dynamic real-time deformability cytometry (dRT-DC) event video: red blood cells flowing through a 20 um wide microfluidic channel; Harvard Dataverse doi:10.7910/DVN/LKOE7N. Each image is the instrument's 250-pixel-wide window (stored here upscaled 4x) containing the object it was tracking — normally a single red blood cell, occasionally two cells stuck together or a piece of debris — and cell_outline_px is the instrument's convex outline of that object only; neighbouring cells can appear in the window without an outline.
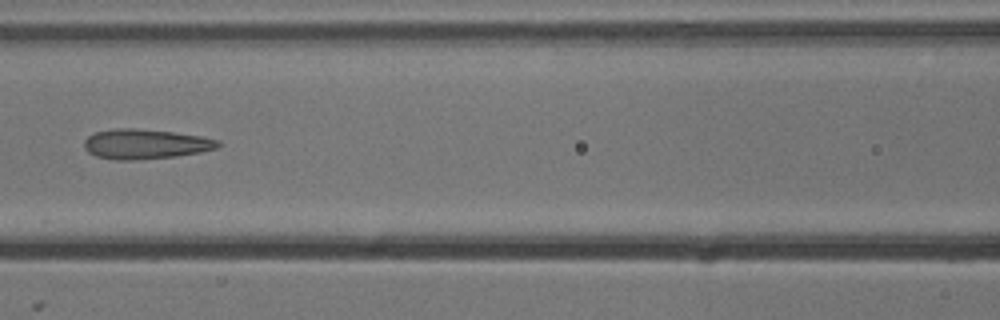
{"species": "common noctule bat (a hibernating species)", "species_latin": "Nyctalus noctula", "temperature_condition": "cold", "stored_images_in_passage": 7, "camera_frame_rate_fps": 3000, "um_per_image_px": 0.085, "animal": {"sex": "male", "body_mass_g": 13.3}, "frame": {"image": 1, "passage_image": 6, "time_ms": 1.667, "image_size_px": [1000, 320], "cell_outline_px": [[220, 144], [216, 148], [200, 152], [176, 156], [132, 160], [116, 160], [96, 156], [88, 152], [84, 148], [84, 140], [88, 136], [96, 132], [116, 128], [136, 128], [172, 132], [200, 136], [220, 140]], "centroid_in_image_um": [12.33, 12.24], "position_along_channel_um": 154.3, "area_um2": 23.18}}
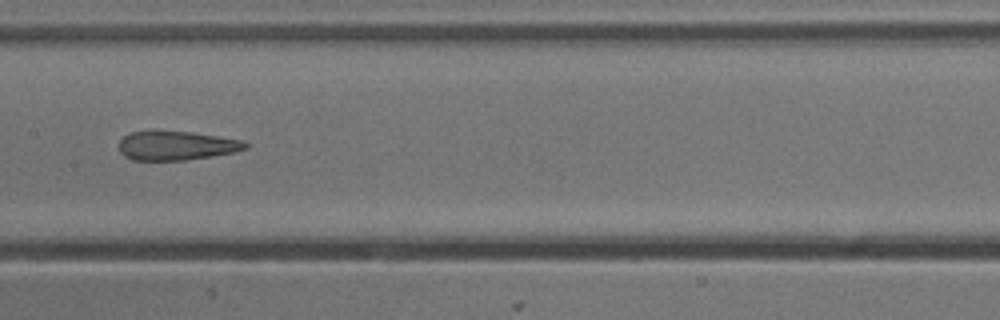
{"frame": {"image": 2, "passage_image": 7, "time_ms": 2.0, "image_size_px": [1000, 320], "cell_outline_px": [[252, 144], [248, 148], [236, 152], [212, 156], [184, 160], [132, 160], [124, 156], [120, 152], [120, 140], [128, 132], [192, 132], [244, 140]], "centroid_in_image_um": [15.07, 12.39], "position_along_channel_um": 192.3, "area_um2": 21.39}}